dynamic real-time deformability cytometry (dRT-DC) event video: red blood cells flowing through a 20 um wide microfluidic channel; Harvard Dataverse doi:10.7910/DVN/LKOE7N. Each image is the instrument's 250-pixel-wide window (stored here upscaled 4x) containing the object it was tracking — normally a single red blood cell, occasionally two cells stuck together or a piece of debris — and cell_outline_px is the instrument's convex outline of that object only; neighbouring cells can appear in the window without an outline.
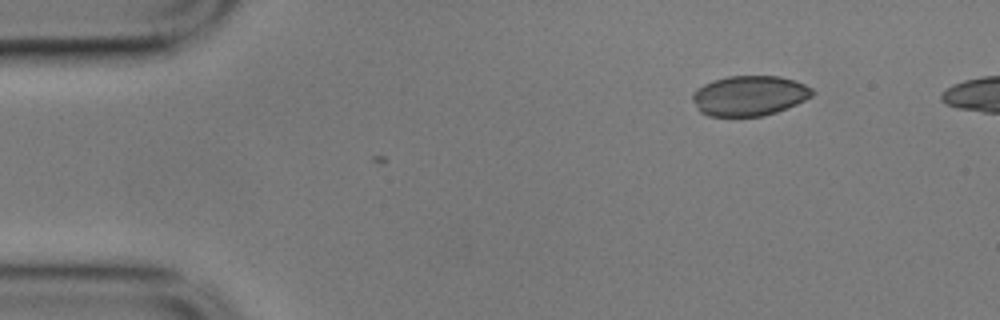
{"species": "common noctule bat (a hibernating species)", "species_latin": "Nyctalus noctula", "temperature_condition": "cold", "stored_images_in_passage": 2, "camera_frame_rate_fps": 3000, "um_per_image_px": 0.085, "animal": {"sex": "male", "body_mass_g": 17.9}, "frame": {"image": 1, "passage_image": 2, "time_ms": 0.333, "image_size_px": [1000, 320], "cell_outline_px": [[816, 92], [812, 96], [796, 104], [776, 112], [764, 116], [708, 116], [700, 112], [696, 108], [692, 100], [692, 92], [696, 88], [704, 84], [728, 76], [780, 76], [796, 80], [812, 88]], "centroid_in_image_um": [63.69, 8.13], "position_along_channel_um": 21.3, "area_um2": 28.15}}